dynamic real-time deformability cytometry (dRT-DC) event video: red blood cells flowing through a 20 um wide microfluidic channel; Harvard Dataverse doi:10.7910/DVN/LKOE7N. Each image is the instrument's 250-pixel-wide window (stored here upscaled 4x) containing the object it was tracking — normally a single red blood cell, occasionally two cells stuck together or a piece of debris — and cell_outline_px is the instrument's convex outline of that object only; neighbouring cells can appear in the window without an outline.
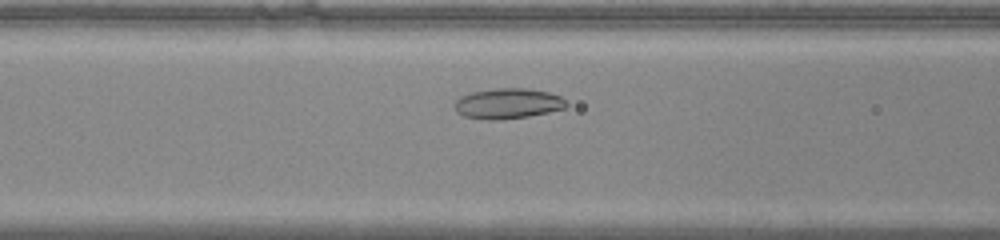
{"species": "common noctule bat (a hibernating species)", "species_latin": "Nyctalus noctula", "temperature_condition": "warm", "stored_images_in_passage": 43, "camera_frame_rate_fps": 3000, "um_per_image_px": 0.085, "animal": {"sex": "male", "body_mass_g": 20.0, "forearm_length_mm": 53.3}, "frame": {"image": 1, "passage_image": 12, "time_ms": 3.667, "image_size_px": [1000, 240], "cell_outline_px": [[568, 104], [564, 108], [548, 112], [528, 116], [500, 120], [488, 120], [464, 116], [456, 112], [456, 100], [460, 96], [472, 92], [496, 88], [524, 88], [548, 92], [560, 96]], "centroid_in_image_um": [43.15, 8.8], "position_along_channel_um": 123.4, "area_um2": 19.65}}
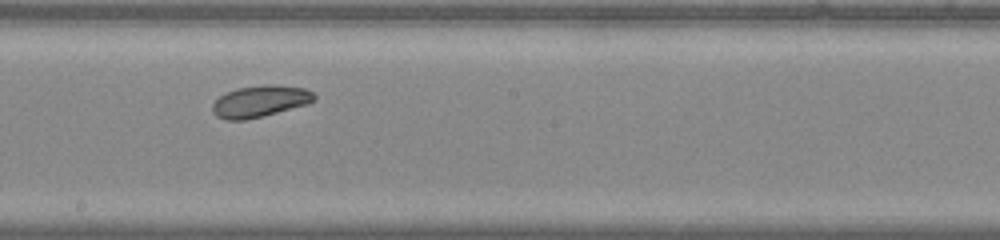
{"frame": {"image": 2, "passage_image": 20, "time_ms": 6.333, "image_size_px": [1000, 240], "cell_outline_px": [[316, 100], [308, 104], [244, 120], [224, 120], [216, 116], [212, 112], [212, 104], [220, 96], [236, 88], [268, 84], [276, 84], [304, 88], [312, 92], [316, 96]], "centroid_in_image_um": [22.1, 8.6], "position_along_channel_um": 226.1, "area_um2": 18.67}}
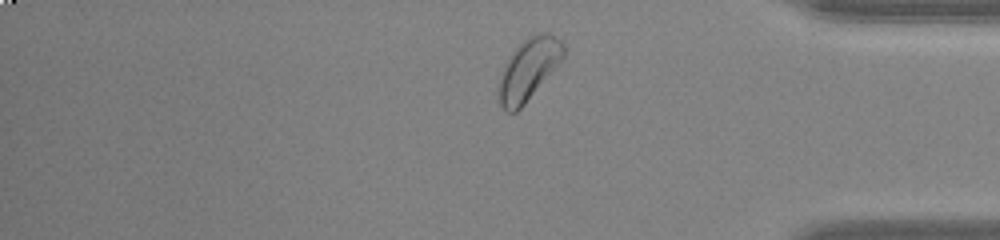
{"frame": {"image": 3, "passage_image": 34, "time_ms": 11.0, "image_size_px": [1000, 240], "cell_outline_px": [[564, 56], [524, 104], [516, 112], [504, 112], [496, 100], [496, 92], [504, 64], [516, 48], [528, 36], [540, 32], [548, 32], [560, 40], [564, 44]], "centroid_in_image_um": [44.87, 5.92], "position_along_channel_um": 390.3, "area_um2": 23.06}, "authors_computed_cell_mechanics": {"area_um2": 20.7502, "velocity_mm_per_s": 3.868, "shape_relaxation_time_tau1_ms": null, "shape_relaxation_time_tau2_ms": 9.4372, "deformation_change_tau1": null, "deformation_change_tau2": 0.1704}}